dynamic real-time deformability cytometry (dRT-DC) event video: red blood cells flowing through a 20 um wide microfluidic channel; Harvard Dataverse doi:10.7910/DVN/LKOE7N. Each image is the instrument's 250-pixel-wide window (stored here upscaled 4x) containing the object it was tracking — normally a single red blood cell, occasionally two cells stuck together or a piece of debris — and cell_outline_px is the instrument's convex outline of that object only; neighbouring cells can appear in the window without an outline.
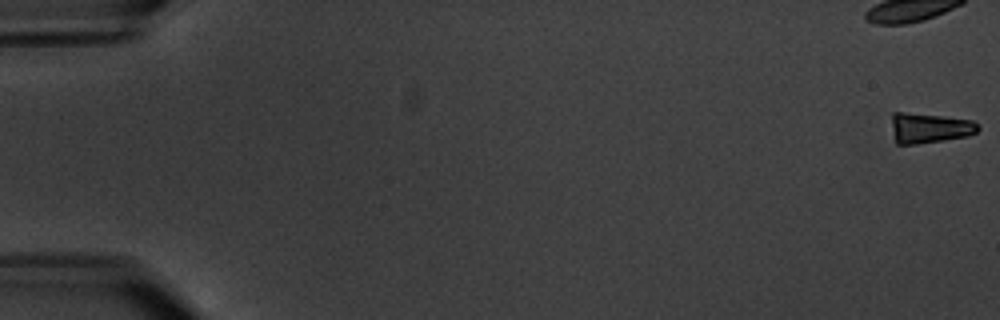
{"species": "common noctule bat (a hibernating species)", "species_latin": "Nyctalus noctula", "temperature_condition": "warm", "stored_images_in_passage": 6, "camera_frame_rate_fps": 3000, "um_per_image_px": 0.085, "animal": {"sex": "male", "body_mass_g": 20.1, "forearm_length_mm": 53.5}, "frame": {"image": 1, "passage_image": 1, "time_ms": 0.0, "image_size_px": [1000, 320], "cell_outline_px": [[980, 128], [976, 132], [968, 136], [944, 140], [916, 144], [896, 144], [892, 128], [892, 112], [904, 112], [940, 116], [972, 120]], "centroid_in_image_um": [78.97, 10.88], "position_along_channel_um": 6.0, "area_um2": 15.09}}